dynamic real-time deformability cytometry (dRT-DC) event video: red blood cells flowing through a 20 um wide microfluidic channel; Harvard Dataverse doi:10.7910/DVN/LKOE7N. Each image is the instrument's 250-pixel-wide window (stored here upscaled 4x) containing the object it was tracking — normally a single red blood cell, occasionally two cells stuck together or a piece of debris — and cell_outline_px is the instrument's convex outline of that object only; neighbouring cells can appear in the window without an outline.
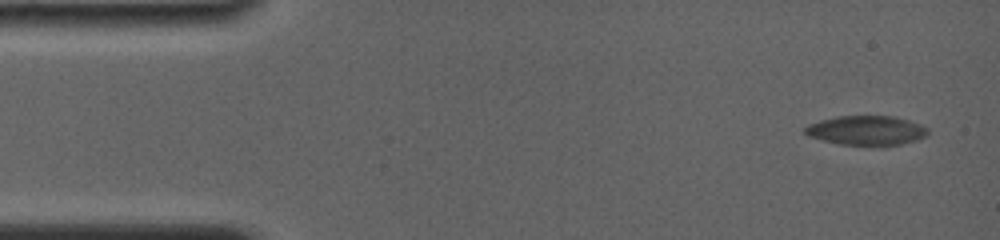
{"species": "common noctule bat (a hibernating species)", "species_latin": "Nyctalus noctula", "temperature_condition": "room temperature", "stored_images_in_passage": 8, "camera_frame_rate_fps": 4000, "um_per_image_px": 0.085, "animal": {"sex": "female", "body_mass_g": 19.0, "forearm_length_mm": 56.7}, "frame": {"image": 1, "passage_image": 1, "time_ms": 0.0, "image_size_px": [1000, 240], "cell_outline_px": [[928, 132], [924, 136], [916, 140], [900, 144], [840, 144], [808, 136], [804, 132], [804, 128], [808, 124], [820, 120], [836, 116], [892, 116], [908, 120], [920, 124], [928, 128]], "centroid_in_image_um": [73.62, 11.06], "position_along_channel_um": 11.4, "area_um2": 20.63}}
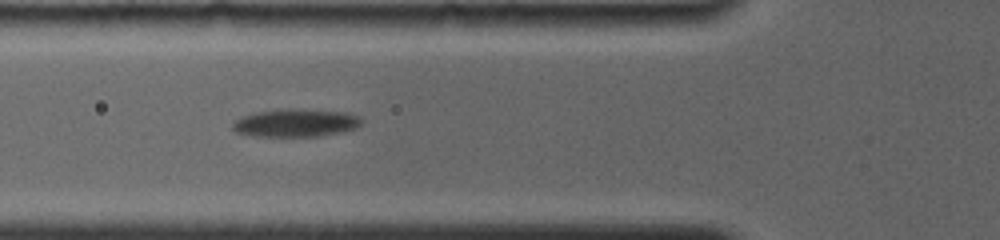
{"frame": {"image": 2, "passage_image": 7, "time_ms": 5.5, "image_size_px": [1000, 240], "cell_outline_px": [[360, 124], [356, 128], [340, 132], [316, 136], [252, 136], [236, 132], [232, 128], [232, 124], [236, 120], [244, 116], [256, 112], [288, 108], [292, 108], [344, 112], [360, 116]], "centroid_in_image_um": [25.12, 10.44], "position_along_channel_um": 100.7, "area_um2": 20.75}}
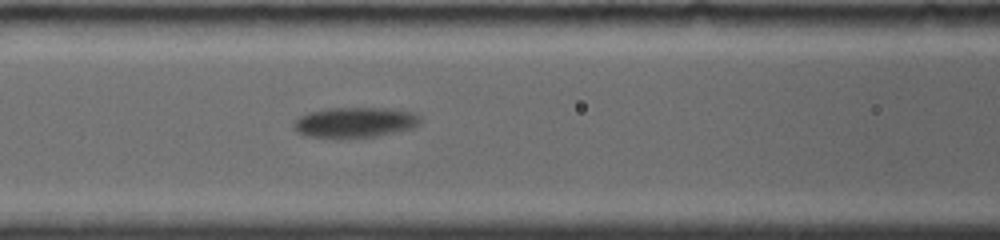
{"frame": {"image": 3, "passage_image": 8, "time_ms": 6.5, "image_size_px": [1000, 240], "cell_outline_px": [[420, 124], [412, 128], [372, 136], [304, 136], [296, 132], [292, 128], [292, 124], [300, 116], [308, 112], [328, 108], [388, 108], [412, 112], [420, 116]], "centroid_in_image_um": [30.13, 10.37], "position_along_channel_um": 136.5, "area_um2": 21.85}}